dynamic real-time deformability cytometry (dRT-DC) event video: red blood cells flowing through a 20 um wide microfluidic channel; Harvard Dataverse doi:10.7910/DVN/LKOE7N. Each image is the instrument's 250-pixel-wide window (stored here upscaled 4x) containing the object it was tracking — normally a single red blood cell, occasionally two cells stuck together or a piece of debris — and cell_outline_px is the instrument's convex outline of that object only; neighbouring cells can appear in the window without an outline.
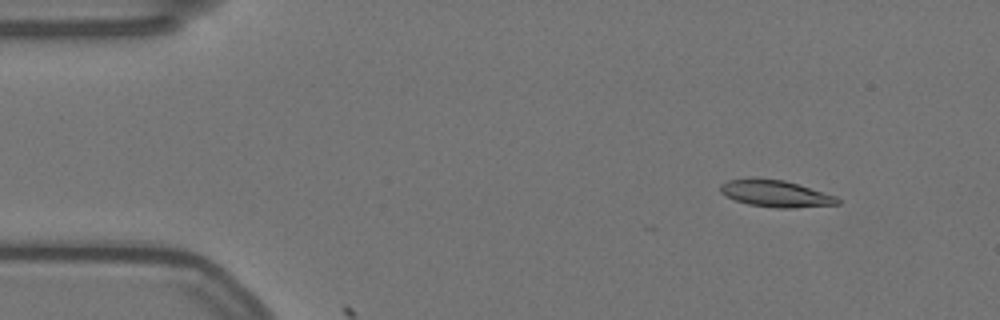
{"species": "Egyptian fruit bat (a non-hibernating species)", "species_latin": "Rousettus aegyptiacus", "temperature_condition": "warm", "stored_images_in_passage": 8, "camera_frame_rate_fps": 3000, "um_per_image_px": 0.085, "animal": {"sex": "female"}, "frame": {"image": 1, "passage_image": 6, "time_ms": 1.667, "image_size_px": [1000, 320], "cell_outline_px": [[840, 204], [796, 208], [776, 208], [748, 204], [736, 200], [720, 192], [720, 184], [728, 180], [752, 176], [784, 180], [836, 196], [840, 200]], "centroid_in_image_um": [65.9, 16.44], "position_along_channel_um": 19.1, "area_um2": 18.5}}